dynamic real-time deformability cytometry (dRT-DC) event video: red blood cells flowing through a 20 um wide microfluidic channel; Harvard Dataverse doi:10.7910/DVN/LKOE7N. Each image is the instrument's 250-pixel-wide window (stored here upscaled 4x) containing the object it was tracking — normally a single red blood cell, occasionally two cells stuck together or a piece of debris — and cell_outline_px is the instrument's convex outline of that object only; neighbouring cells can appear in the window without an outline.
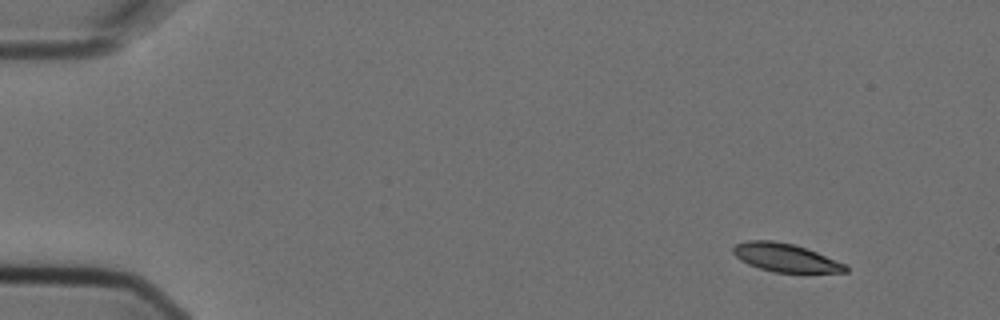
{"species": "Egyptian fruit bat (a non-hibernating species)", "species_latin": "Rousettus aegyptiacus", "temperature_condition": "cold", "stored_images_in_passage": 3, "camera_frame_rate_fps": 3000, "um_per_image_px": 0.085, "animal": {"sex": "female"}, "frame": {"image": 1, "passage_image": 1, "time_ms": 0.0, "image_size_px": [1000, 320], "cell_outline_px": [[848, 272], [776, 272], [760, 268], [748, 264], [740, 260], [732, 252], [732, 248], [736, 244], [748, 240], [772, 240], [792, 244], [816, 252], [848, 264]], "centroid_in_image_um": [66.77, 21.9], "position_along_channel_um": 18.2, "area_um2": 18.38}}
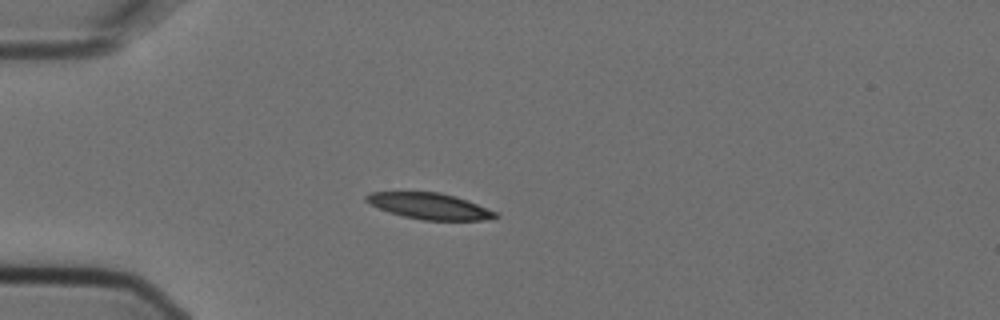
{"frame": {"image": 2, "passage_image": 3, "time_ms": 0.667, "image_size_px": [1000, 320], "cell_outline_px": [[500, 216], [480, 220], [424, 220], [404, 216], [388, 212], [364, 200], [364, 196], [372, 192], [440, 192], [456, 196], [496, 212]], "centroid_in_image_um": [36.49, 17.51], "position_along_channel_um": 48.5, "area_um2": 19.36}}